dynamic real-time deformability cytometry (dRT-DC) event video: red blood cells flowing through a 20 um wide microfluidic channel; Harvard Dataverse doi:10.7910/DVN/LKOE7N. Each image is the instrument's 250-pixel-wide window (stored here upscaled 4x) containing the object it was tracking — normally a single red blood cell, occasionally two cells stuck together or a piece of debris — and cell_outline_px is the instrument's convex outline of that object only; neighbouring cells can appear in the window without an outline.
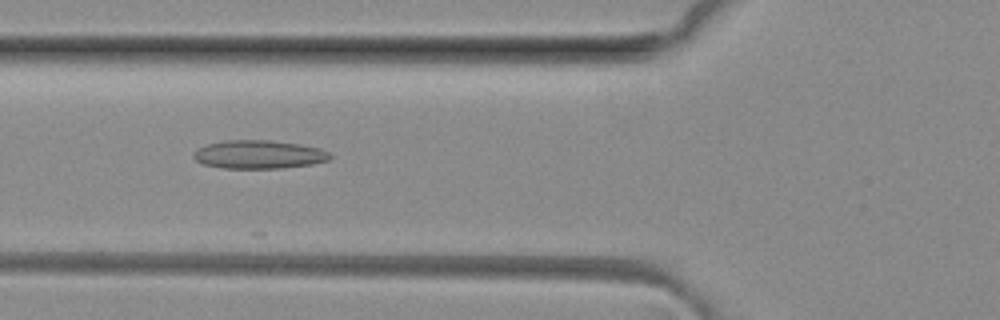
{"species": "common noctule bat (a hibernating species)", "species_latin": "Nyctalus noctula", "temperature_condition": "room temperature", "stored_images_in_passage": 18, "camera_frame_rate_fps": 3000, "um_per_image_px": 0.085, "animal": {"sex": "female", "body_mass_g": 29.2, "forearm_length_mm": 56.3}, "frame": {"image": 1, "passage_image": 3, "time_ms": 0.667, "image_size_px": [1000, 320], "cell_outline_px": [[332, 156], [328, 160], [312, 164], [280, 168], [224, 168], [204, 164], [196, 160], [192, 156], [192, 152], [208, 144], [224, 140], [272, 140], [300, 144], [320, 148], [328, 152]], "centroid_in_image_um": [22.0, 13.12], "position_along_channel_um": 103.8, "area_um2": 22.54}}
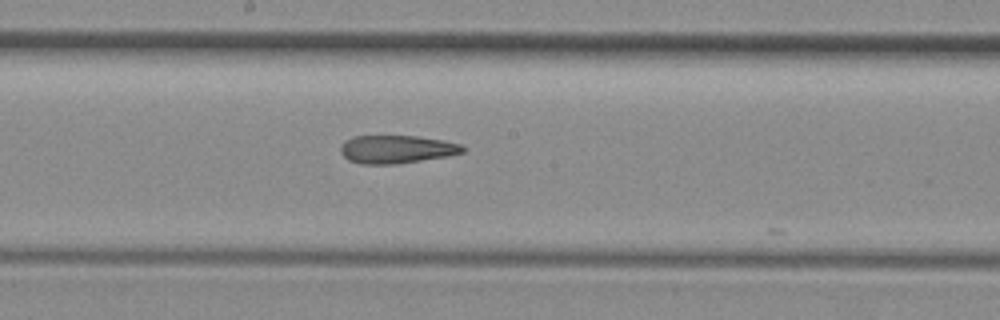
{"frame": {"image": 2, "passage_image": 11, "time_ms": 3.333, "image_size_px": [1000, 320], "cell_outline_px": [[464, 152], [448, 156], [396, 164], [360, 164], [348, 160], [340, 152], [340, 144], [344, 140], [352, 136], [416, 136], [444, 140], [460, 144], [464, 148]], "centroid_in_image_um": [33.67, 12.68], "position_along_channel_um": 214.5, "area_um2": 20.11}}
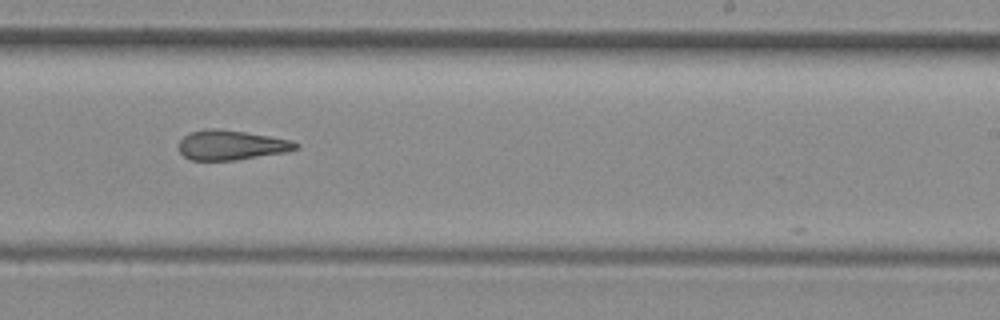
{"frame": {"image": 3, "passage_image": 15, "time_ms": 4.667, "image_size_px": [1000, 320], "cell_outline_px": [[300, 148], [288, 152], [236, 160], [192, 160], [184, 156], [180, 152], [180, 140], [184, 136], [192, 132], [208, 128], [212, 128], [244, 132], [292, 140], [300, 144]], "centroid_in_image_um": [19.71, 12.34], "position_along_channel_um": 269.3, "area_um2": 20.17}}